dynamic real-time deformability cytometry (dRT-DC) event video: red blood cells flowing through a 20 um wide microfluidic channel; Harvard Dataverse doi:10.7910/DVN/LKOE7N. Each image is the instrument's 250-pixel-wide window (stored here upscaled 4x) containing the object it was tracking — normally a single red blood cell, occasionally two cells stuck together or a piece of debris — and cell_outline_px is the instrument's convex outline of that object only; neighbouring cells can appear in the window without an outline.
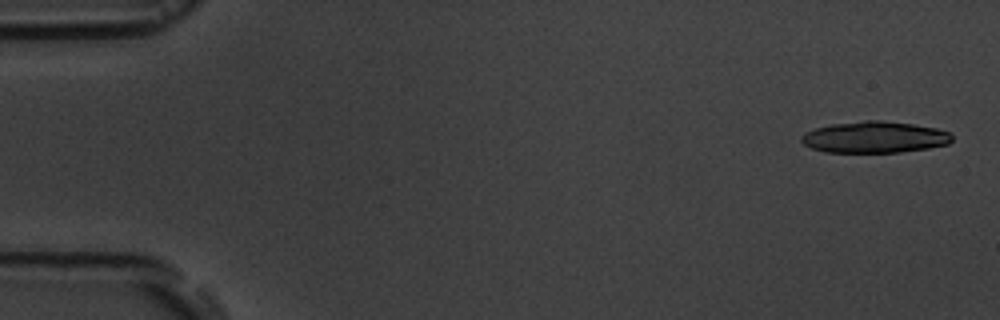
{"species": "common noctule bat (a hibernating species)", "species_latin": "Nyctalus noctula", "temperature_condition": "room temperature", "stored_images_in_passage": 4, "camera_frame_rate_fps": 3000, "um_per_image_px": 0.085, "animal": {"sex": "male", "body_mass_g": 19.5, "forearm_length_mm": 54.6}, "frame": {"image": 1, "passage_image": 1, "time_ms": 0.0, "image_size_px": [1000, 320], "cell_outline_px": [[952, 140], [948, 144], [928, 148], [900, 152], [824, 152], [812, 148], [804, 144], [800, 140], [800, 136], [816, 128], [832, 124], [864, 120], [880, 120], [912, 124], [936, 128], [948, 132], [952, 136]], "centroid_in_image_um": [74.33, 11.66], "position_along_channel_um": 10.7, "area_um2": 27.46}}